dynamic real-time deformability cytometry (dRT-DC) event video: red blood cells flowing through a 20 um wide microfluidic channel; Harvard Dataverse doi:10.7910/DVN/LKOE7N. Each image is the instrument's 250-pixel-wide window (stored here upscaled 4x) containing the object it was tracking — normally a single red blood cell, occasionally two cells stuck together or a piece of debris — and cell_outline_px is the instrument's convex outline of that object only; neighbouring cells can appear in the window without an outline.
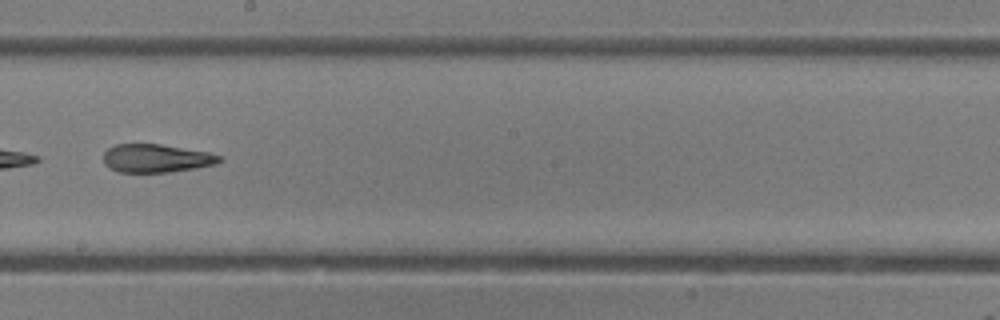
{"species": "common noctule bat (a hibernating species)", "species_latin": "Nyctalus noctula", "temperature_condition": "room temperature", "stored_images_in_passage": 48, "camera_frame_rate_fps": 3000, "um_per_image_px": 0.085, "animal": {"sex": "female"}, "frame": {"image": 1, "passage_image": 28, "time_ms": 9.0, "image_size_px": [1000, 320], "cell_outline_px": [[224, 160], [216, 164], [196, 168], [168, 172], [120, 172], [104, 164], [104, 152], [108, 148], [116, 144], [160, 144], [208, 152], [220, 156]], "centroid_in_image_um": [13.3, 13.45], "position_along_channel_um": 234.9, "area_um2": 19.02}, "authors_computed_cell_mechanics": {"area_um2": 21.7906, "velocity_mm_per_s": 4.1576, "shape_relaxation_time_tau1_ms": null, "shape_relaxation_time_tau2_ms": 1.716, "deformation_change_tau1": null, "deformation_change_tau2": 0.1107}}